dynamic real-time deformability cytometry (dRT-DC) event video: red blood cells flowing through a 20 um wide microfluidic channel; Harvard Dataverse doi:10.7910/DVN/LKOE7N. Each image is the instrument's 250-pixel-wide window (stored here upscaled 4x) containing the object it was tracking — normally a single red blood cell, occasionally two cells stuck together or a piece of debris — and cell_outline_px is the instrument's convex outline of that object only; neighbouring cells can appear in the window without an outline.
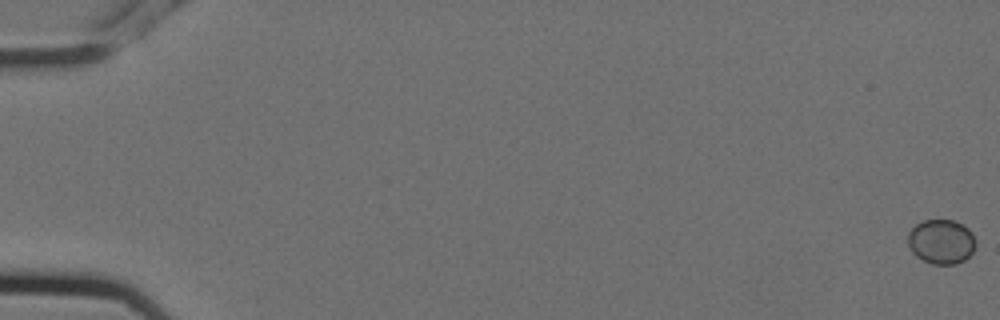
{"species": "Egyptian fruit bat (a non-hibernating species)", "species_latin": "Rousettus aegyptiacus", "temperature_condition": "cold", "stored_images_in_passage": 6, "camera_frame_rate_fps": 3000, "um_per_image_px": 0.085, "animal": {"sex": "female"}, "frame": {"image": 1, "passage_image": 1, "time_ms": 0.0, "image_size_px": [1000, 320], "cell_outline_px": [[976, 244], [972, 252], [964, 260], [956, 264], [932, 264], [916, 256], [912, 252], [908, 244], [908, 232], [916, 224], [924, 220], [956, 220], [964, 224], [972, 232], [976, 240]], "centroid_in_image_um": [80.02, 20.52], "position_along_channel_um": 5.0, "area_um2": 17.74}}
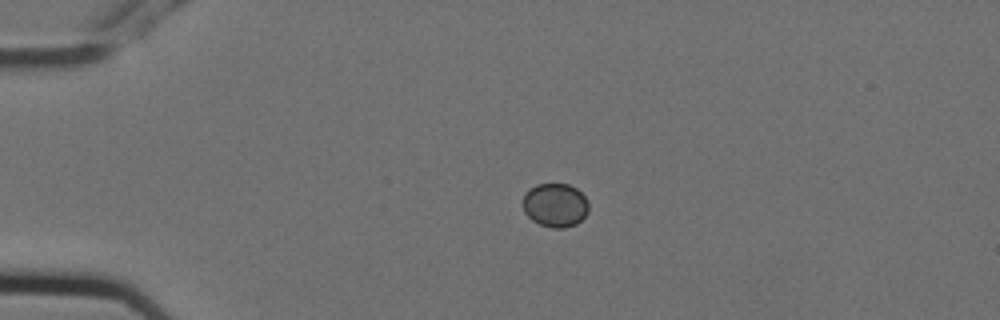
{"frame": {"image": 2, "passage_image": 5, "time_ms": 1.333, "image_size_px": [1000, 320], "cell_outline_px": [[588, 212], [576, 224], [564, 228], [552, 228], [540, 224], [532, 220], [524, 212], [524, 192], [528, 188], [536, 184], [568, 184], [576, 188], [588, 200]], "centroid_in_image_um": [47.18, 17.43], "position_along_channel_um": 37.8, "area_um2": 16.82}}